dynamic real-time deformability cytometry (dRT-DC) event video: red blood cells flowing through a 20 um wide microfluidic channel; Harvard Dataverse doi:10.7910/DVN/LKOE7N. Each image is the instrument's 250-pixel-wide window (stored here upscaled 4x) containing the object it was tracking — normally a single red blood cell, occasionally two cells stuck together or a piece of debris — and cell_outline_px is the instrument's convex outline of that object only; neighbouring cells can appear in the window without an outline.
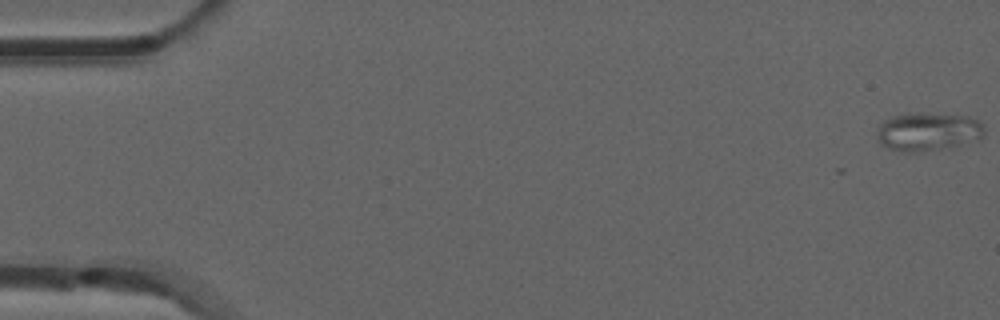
{"species": "common noctule bat (a hibernating species)", "species_latin": "Nyctalus noctula", "temperature_condition": "room temperature", "stored_images_in_passage": 10, "camera_frame_rate_fps": 3000, "um_per_image_px": 0.085, "animal": {"sex": "male", "forearm_length_mm": 52.5}, "frame": {"image": 1, "passage_image": 1, "time_ms": 0.0, "image_size_px": [1000, 320], "cell_outline_px": [[984, 136], [980, 140], [920, 152], [900, 152], [888, 148], [880, 144], [876, 136], [876, 128], [884, 120], [892, 116], [908, 112], [920, 112], [968, 116], [980, 120], [984, 124]], "centroid_in_image_um": [78.86, 11.17], "position_along_channel_um": 6.1, "area_um2": 24.57}}